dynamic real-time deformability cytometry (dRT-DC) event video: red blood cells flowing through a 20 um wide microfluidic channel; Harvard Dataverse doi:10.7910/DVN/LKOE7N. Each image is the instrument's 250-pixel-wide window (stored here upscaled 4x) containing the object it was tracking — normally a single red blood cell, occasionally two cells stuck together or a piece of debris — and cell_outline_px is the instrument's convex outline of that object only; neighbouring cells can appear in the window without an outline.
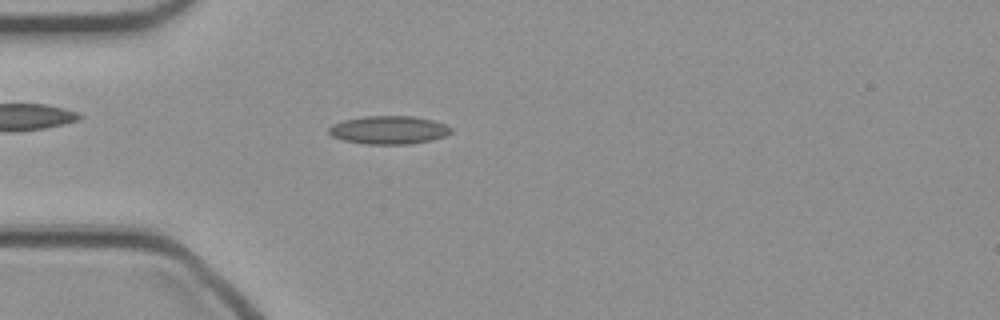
{"species": "common noctule bat (a hibernating species)", "species_latin": "Nyctalus noctula", "temperature_condition": "cold", "stored_images_in_passage": 42, "camera_frame_rate_fps": 3000, "um_per_image_px": 0.085, "animal": {"sex": "female", "body_mass_g": 21.9}, "frame": {"image": 1, "passage_image": 8, "time_ms": 2.333, "image_size_px": [1000, 320], "cell_outline_px": [[452, 132], [444, 136], [432, 140], [412, 144], [364, 144], [344, 140], [332, 136], [328, 132], [328, 128], [332, 124], [344, 120], [364, 116], [412, 116], [432, 120], [444, 124], [452, 128]], "centroid_in_image_um": [33.04, 11.05], "position_along_channel_um": 52.0, "area_um2": 20.11}}
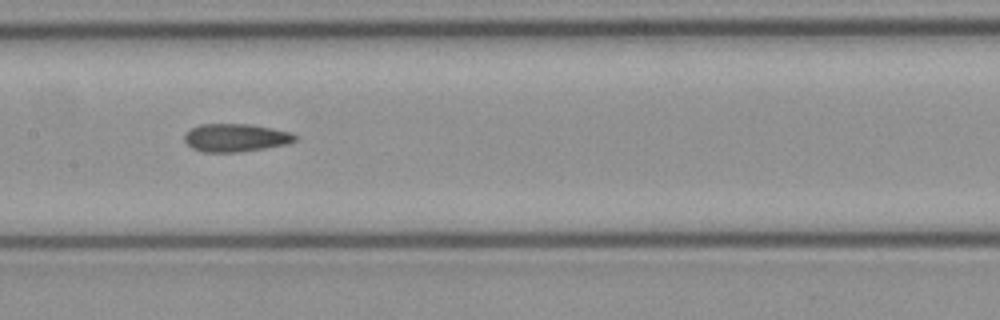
{"frame": {"image": 2, "passage_image": 18, "time_ms": 5.667, "image_size_px": [1000, 320], "cell_outline_px": [[296, 140], [288, 144], [240, 152], [204, 152], [192, 148], [184, 140], [184, 136], [192, 128], [200, 124], [248, 124], [272, 128], [292, 132], [296, 136]], "centroid_in_image_um": [20.05, 11.71], "position_along_channel_um": 187.4, "area_um2": 17.98}}
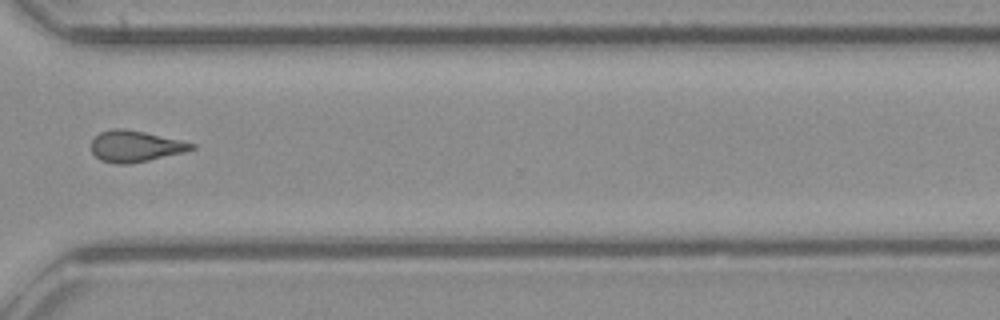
{"frame": {"image": 3, "passage_image": 30, "time_ms": 9.667, "image_size_px": [1000, 320], "cell_outline_px": [[196, 148], [184, 152], [148, 160], [128, 164], [116, 164], [100, 160], [92, 152], [92, 140], [100, 132], [112, 128], [124, 128], [144, 132], [180, 140], [196, 144]], "centroid_in_image_um": [11.49, 12.43], "position_along_channel_um": 359.1, "area_um2": 18.15}}